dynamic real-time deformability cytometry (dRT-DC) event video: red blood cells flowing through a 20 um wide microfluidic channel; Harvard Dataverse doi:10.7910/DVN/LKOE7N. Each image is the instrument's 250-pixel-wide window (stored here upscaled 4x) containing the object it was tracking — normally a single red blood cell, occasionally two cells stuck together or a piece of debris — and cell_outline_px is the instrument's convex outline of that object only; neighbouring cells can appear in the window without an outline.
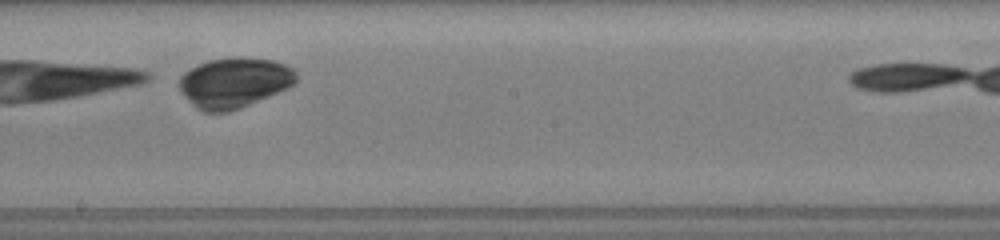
{"species": "common noctule bat (a hibernating species)", "species_latin": "Nyctalus noctula", "temperature_condition": "room temperature", "stored_images_in_passage": 16, "camera_frame_rate_fps": 3000, "um_per_image_px": 0.085, "animal": {"sex": "female", "body_mass_g": 19.5, "forearm_length_mm": 54.1}, "frame": {"image": 1, "passage_image": 8, "time_ms": 4.333, "image_size_px": [1000, 240], "cell_outline_px": [[296, 80], [288, 88], [240, 108], [228, 112], [204, 112], [196, 108], [192, 104], [180, 88], [180, 76], [184, 72], [208, 60], [240, 56], [272, 60], [284, 64], [292, 68], [296, 72]], "centroid_in_image_um": [19.92, 7.02], "position_along_channel_um": 228.3, "area_um2": 33.93}}